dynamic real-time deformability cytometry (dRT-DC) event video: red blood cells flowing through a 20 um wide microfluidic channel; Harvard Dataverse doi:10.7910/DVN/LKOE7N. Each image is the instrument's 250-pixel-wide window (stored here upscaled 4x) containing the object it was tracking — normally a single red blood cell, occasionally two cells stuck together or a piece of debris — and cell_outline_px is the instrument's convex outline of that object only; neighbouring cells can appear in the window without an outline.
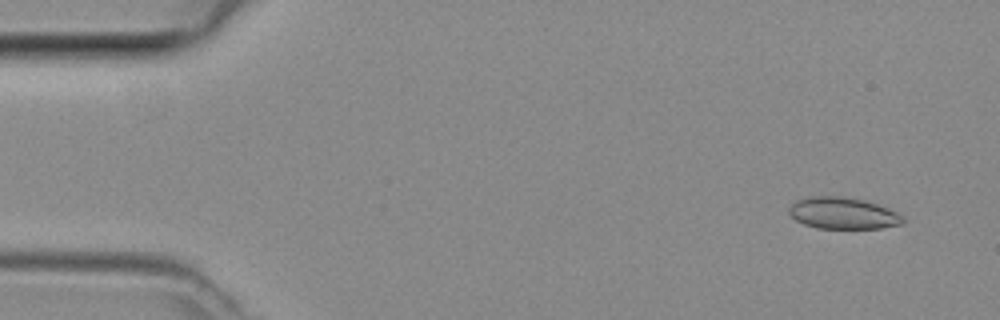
{"species": "common noctule bat (a hibernating species)", "species_latin": "Nyctalus noctula", "temperature_condition": "room temperature", "stored_images_in_passage": 4, "camera_frame_rate_fps": 3000, "um_per_image_px": 0.085, "animal": {"sex": "female", "body_mass_g": 29.2, "forearm_length_mm": 56.3}, "frame": {"image": 1, "passage_image": 1, "time_ms": 0.0, "image_size_px": [1000, 320], "cell_outline_px": [[904, 224], [880, 228], [816, 228], [804, 224], [796, 220], [788, 212], [788, 208], [796, 200], [812, 196], [840, 196], [864, 200], [888, 208], [904, 216]], "centroid_in_image_um": [71.66, 18.12], "position_along_channel_um": 13.3, "area_um2": 20.98}}
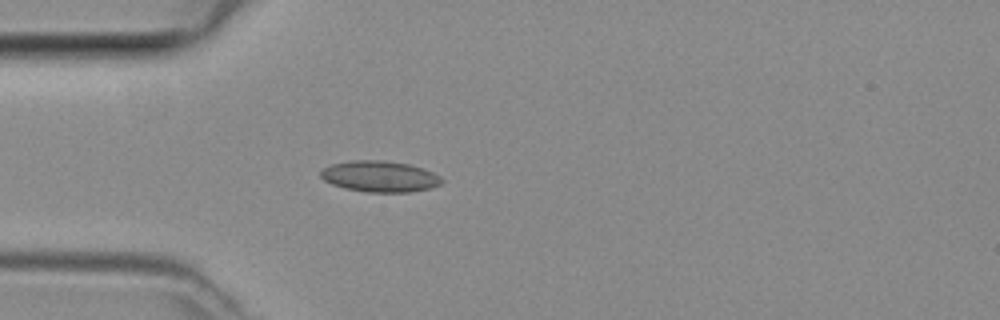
{"frame": {"image": 2, "passage_image": 4, "time_ms": 1.0, "image_size_px": [1000, 320], "cell_outline_px": [[444, 180], [440, 184], [432, 188], [408, 192], [368, 192], [344, 188], [332, 184], [324, 180], [320, 176], [320, 172], [324, 168], [332, 164], [352, 160], [380, 160], [408, 164], [432, 172], [440, 176]], "centroid_in_image_um": [32.27, 15.0], "position_along_channel_um": 52.7, "area_um2": 21.79}}